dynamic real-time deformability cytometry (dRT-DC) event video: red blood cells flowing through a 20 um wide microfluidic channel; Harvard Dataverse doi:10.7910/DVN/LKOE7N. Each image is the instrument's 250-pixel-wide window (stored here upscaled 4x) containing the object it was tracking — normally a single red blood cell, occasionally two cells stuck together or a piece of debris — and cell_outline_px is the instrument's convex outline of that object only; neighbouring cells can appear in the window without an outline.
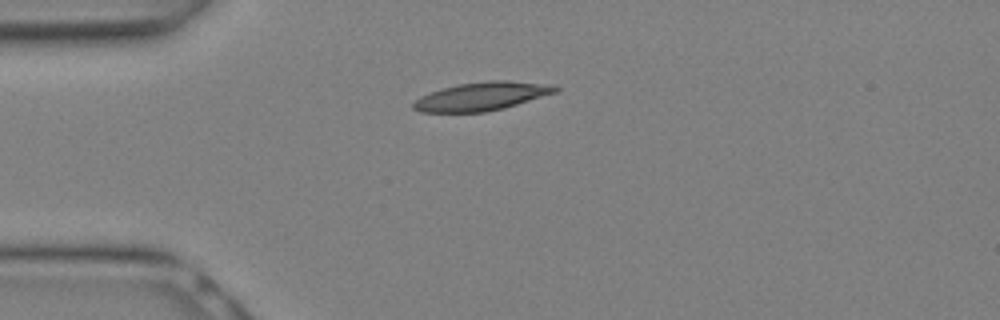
{"species": "Egyptian fruit bat (a non-hibernating species)", "species_latin": "Rousettus aegyptiacus", "temperature_condition": "warm", "stored_images_in_passage": 4, "camera_frame_rate_fps": 3000, "um_per_image_px": 0.085, "animal": {"sex": "female"}, "frame": {"image": 1, "passage_image": 1, "time_ms": 0.0, "image_size_px": [1000, 320], "cell_outline_px": [[560, 88], [556, 92], [504, 108], [484, 112], [420, 112], [412, 108], [412, 104], [420, 96], [444, 88], [460, 84], [488, 80], [508, 80], [556, 84]], "centroid_in_image_um": [40.99, 8.18], "position_along_channel_um": 44.0, "area_um2": 23.47}}
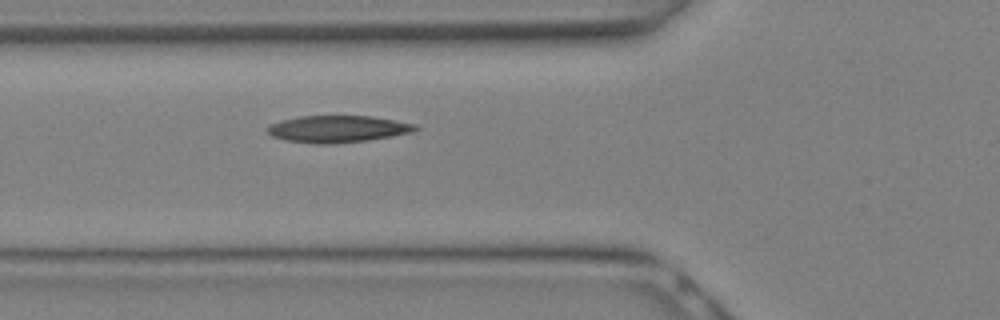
{"frame": {"image": 2, "passage_image": 4, "time_ms": 1.0, "image_size_px": [1000, 320], "cell_outline_px": [[420, 128], [412, 132], [392, 136], [368, 140], [332, 144], [316, 144], [284, 140], [272, 136], [268, 132], [268, 128], [272, 124], [280, 120], [300, 116], [372, 116], [416, 124]], "centroid_in_image_um": [28.72, 10.96], "position_along_channel_um": 97.1, "area_um2": 23.18}}